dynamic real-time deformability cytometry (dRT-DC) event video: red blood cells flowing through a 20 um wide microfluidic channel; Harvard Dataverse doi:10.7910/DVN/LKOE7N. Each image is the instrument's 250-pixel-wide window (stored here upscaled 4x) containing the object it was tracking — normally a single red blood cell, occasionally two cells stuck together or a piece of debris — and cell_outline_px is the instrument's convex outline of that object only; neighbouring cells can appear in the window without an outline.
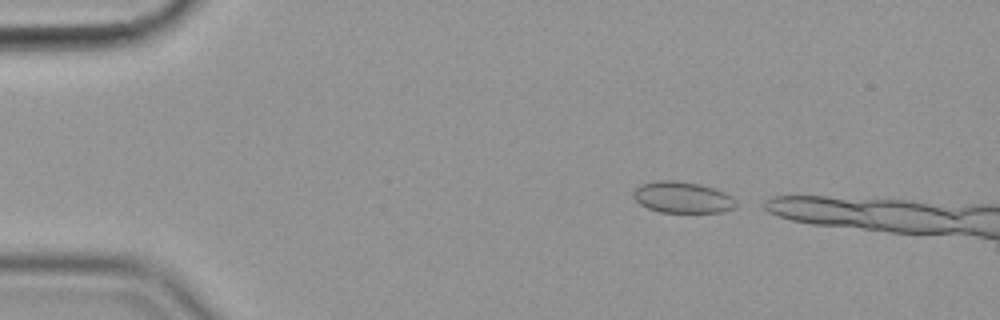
{"species": "common noctule bat (a hibernating species)", "species_latin": "Nyctalus noctula", "temperature_condition": "cold", "stored_images_in_passage": 10, "camera_frame_rate_fps": 3000, "um_per_image_px": 0.085, "animal": {"sex": "female", "body_mass_g": 19.9}, "frame": {"image": 1, "passage_image": 2, "time_ms": 0.333, "image_size_px": [1000, 320], "cell_outline_px": [[736, 208], [720, 212], [660, 212], [648, 208], [640, 204], [632, 196], [632, 192], [640, 184], [656, 180], [676, 180], [700, 184], [724, 192], [732, 196], [736, 200]], "centroid_in_image_um": [57.99, 16.77], "position_along_channel_um": 27.0, "area_um2": 18.84}}